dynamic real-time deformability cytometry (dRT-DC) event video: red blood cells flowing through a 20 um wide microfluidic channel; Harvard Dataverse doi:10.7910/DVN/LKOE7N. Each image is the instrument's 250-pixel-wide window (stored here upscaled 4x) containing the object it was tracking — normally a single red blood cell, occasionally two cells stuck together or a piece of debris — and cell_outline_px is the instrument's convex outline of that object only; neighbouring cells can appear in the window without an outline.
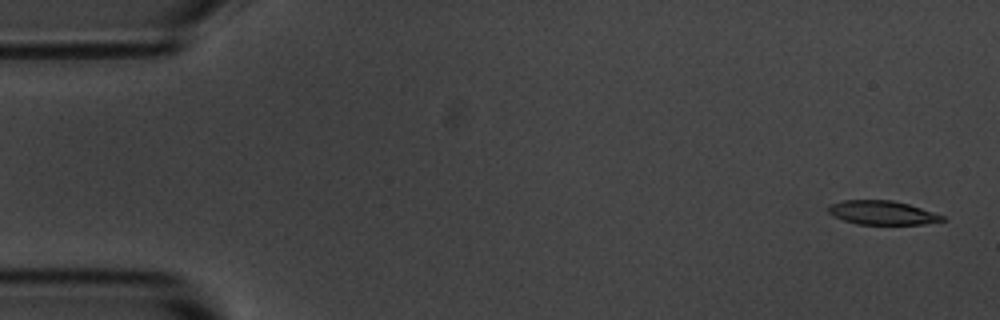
{"species": "common noctule bat (a hibernating species)", "species_latin": "Nyctalus noctula", "temperature_condition": "room temperature", "stored_images_in_passage": 6, "camera_frame_rate_fps": 3000, "um_per_image_px": 0.085, "animal": {"sex": "male", "body_mass_g": 20.1, "forearm_length_mm": 53.5}, "frame": {"image": 1, "passage_image": 1, "time_ms": 0.0, "image_size_px": [1000, 320], "cell_outline_px": [[948, 220], [920, 224], [856, 224], [844, 220], [828, 212], [828, 204], [844, 200], [892, 200], [908, 204], [944, 216]], "centroid_in_image_um": [74.97, 18.07], "position_along_channel_um": 10.0, "area_um2": 15.72}}
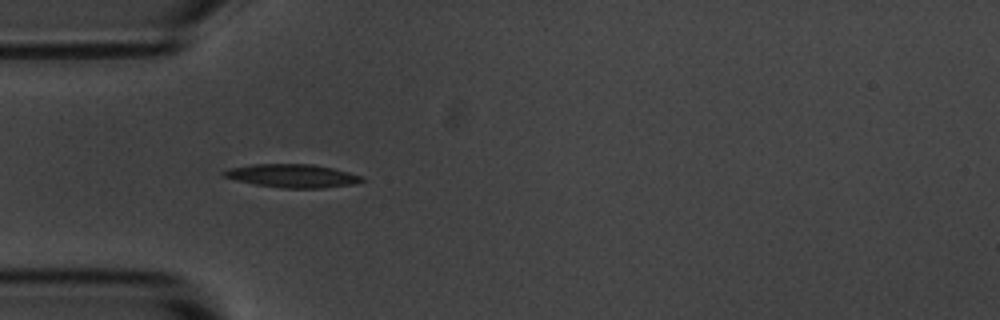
{"frame": {"image": 2, "passage_image": 5, "time_ms": 4.667, "image_size_px": [1000, 320], "cell_outline_px": [[364, 180], [352, 184], [324, 188], [284, 188], [256, 184], [236, 180], [224, 176], [220, 172], [228, 168], [252, 164], [312, 164], [332, 168], [364, 176]], "centroid_in_image_um": [24.84, 14.94], "position_along_channel_um": 60.2, "area_um2": 18.67}}